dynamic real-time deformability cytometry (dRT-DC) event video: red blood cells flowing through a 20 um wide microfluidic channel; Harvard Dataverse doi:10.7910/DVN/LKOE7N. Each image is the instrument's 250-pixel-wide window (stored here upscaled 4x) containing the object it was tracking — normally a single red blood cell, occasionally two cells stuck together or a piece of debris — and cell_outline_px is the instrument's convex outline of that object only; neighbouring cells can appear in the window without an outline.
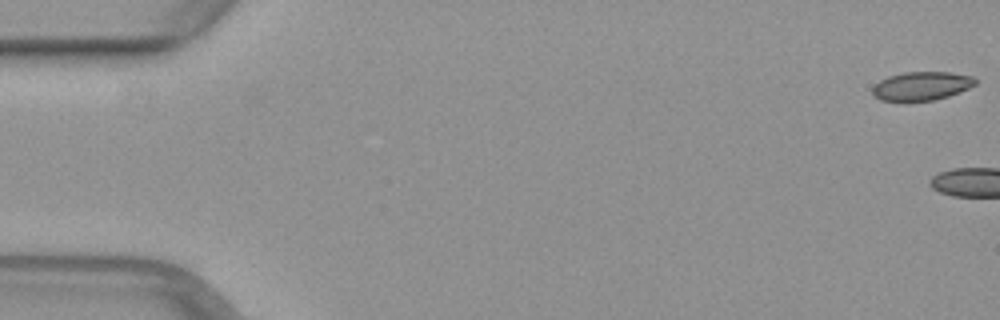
{"species": "common noctule bat (a hibernating species)", "species_latin": "Nyctalus noctula", "temperature_condition": "warm", "stored_images_in_passage": 4, "camera_frame_rate_fps": 3000, "um_per_image_px": 0.085, "animal": {"sex": "female", "body_mass_g": 29.2, "forearm_length_mm": 56.3}, "frame": {"image": 1, "passage_image": 1, "time_ms": 0.0, "image_size_px": [1000, 320], "cell_outline_px": [[976, 84], [960, 92], [948, 96], [932, 100], [904, 104], [880, 100], [872, 96], [872, 88], [880, 80], [888, 76], [904, 72], [948, 72], [972, 76], [976, 80]], "centroid_in_image_um": [78.26, 7.35], "position_along_channel_um": 6.7, "area_um2": 17.74}}